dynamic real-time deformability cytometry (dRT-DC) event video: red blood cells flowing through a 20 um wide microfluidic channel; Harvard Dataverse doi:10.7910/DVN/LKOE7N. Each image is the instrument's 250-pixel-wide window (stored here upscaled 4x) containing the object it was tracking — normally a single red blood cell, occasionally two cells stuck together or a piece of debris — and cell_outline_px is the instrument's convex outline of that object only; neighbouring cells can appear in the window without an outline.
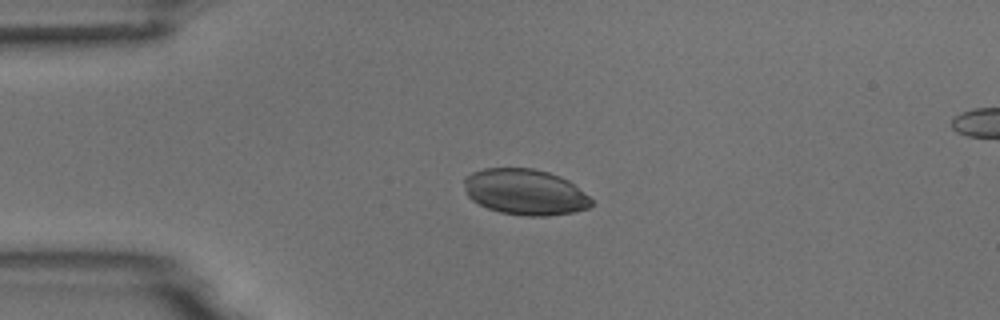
{"species": "common noctule bat (a hibernating species)", "species_latin": "Nyctalus noctula", "temperature_condition": "room temperature", "stored_images_in_passage": 42, "camera_frame_rate_fps": 3000, "um_per_image_px": 0.085, "animal": {"sex": "male", "body_mass_g": 18.8}, "frame": {"image": 1, "passage_image": 1, "time_ms": 0.0, "image_size_px": [1000, 320], "cell_outline_px": [[592, 204], [588, 208], [572, 212], [548, 216], [524, 216], [500, 212], [488, 208], [472, 200], [468, 196], [464, 184], [464, 176], [472, 172], [484, 168], [532, 168], [548, 172], [560, 176], [568, 180], [588, 196], [592, 200]], "centroid_in_image_um": [44.61, 16.31], "position_along_channel_um": 40.4, "area_um2": 33.93}}
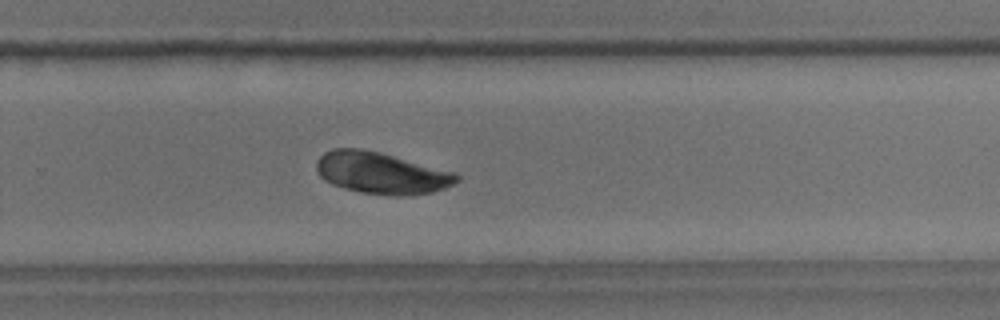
{"frame": {"image": 2, "passage_image": 24, "time_ms": 7.667, "image_size_px": [1000, 320], "cell_outline_px": [[460, 180], [444, 188], [432, 192], [404, 196], [388, 196], [360, 192], [344, 188], [332, 184], [324, 180], [320, 176], [316, 168], [316, 160], [324, 152], [332, 148], [360, 148], [380, 152], [456, 172], [460, 176]], "centroid_in_image_um": [32.41, 14.7], "position_along_channel_um": 297.4, "area_um2": 34.33}}
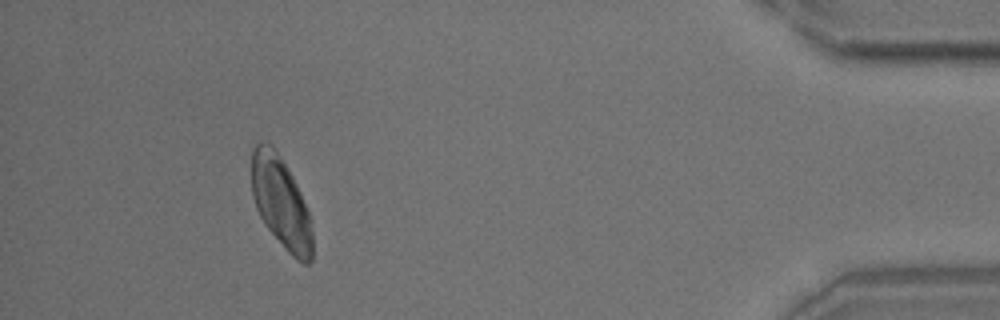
{"frame": {"image": 3, "passage_image": 38, "time_ms": 12.333, "image_size_px": [1000, 320], "cell_outline_px": [[312, 260], [308, 264], [304, 264], [296, 260], [288, 252], [264, 224], [256, 208], [252, 196], [252, 148], [260, 140], [264, 140], [272, 144], [280, 156], [292, 176], [300, 192], [308, 212], [312, 232]], "centroid_in_image_um": [23.86, 17.2], "position_along_channel_um": 411.3, "area_um2": 32.37}}